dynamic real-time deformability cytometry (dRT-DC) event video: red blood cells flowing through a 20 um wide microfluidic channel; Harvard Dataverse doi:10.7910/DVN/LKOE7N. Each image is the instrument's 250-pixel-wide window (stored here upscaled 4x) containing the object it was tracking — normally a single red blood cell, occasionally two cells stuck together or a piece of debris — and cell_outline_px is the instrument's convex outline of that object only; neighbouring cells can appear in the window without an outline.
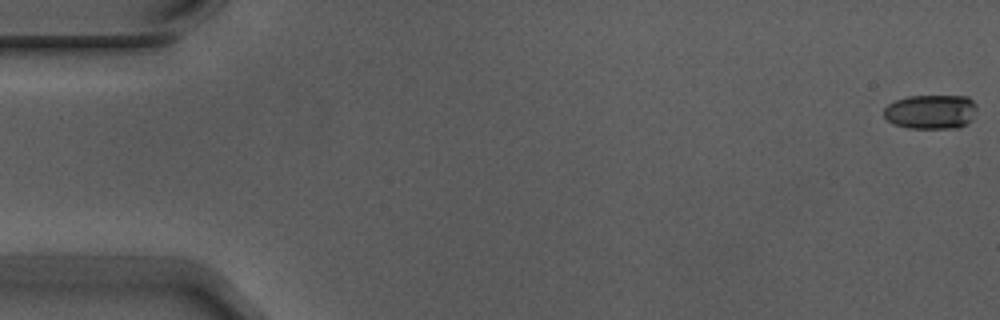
{"species": "Egyptian fruit bat (a non-hibernating species)", "species_latin": "Rousettus aegyptiacus", "temperature_condition": "warm", "stored_images_in_passage": 5, "camera_frame_rate_fps": 3000, "um_per_image_px": 0.085, "animal": {"sex": "male"}, "frame": {"image": 1, "passage_image": 1, "time_ms": 0.0, "image_size_px": [1000, 320], "cell_outline_px": [[976, 108], [972, 120], [968, 124], [960, 128], [908, 128], [892, 124], [884, 116], [884, 108], [888, 104], [896, 100], [908, 96], [968, 96], [976, 104]], "centroid_in_image_um": [79.14, 9.51], "position_along_channel_um": 5.9, "area_um2": 18.84}}
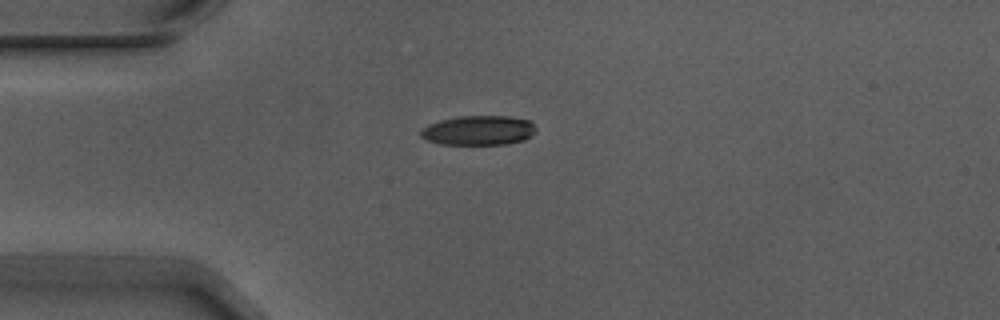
{"frame": {"image": 2, "passage_image": 5, "time_ms": 1.333, "image_size_px": [1000, 320], "cell_outline_px": [[536, 132], [532, 136], [524, 140], [504, 144], [440, 144], [428, 140], [420, 136], [420, 132], [428, 124], [440, 120], [460, 116], [508, 116], [528, 120], [536, 128]], "centroid_in_image_um": [40.69, 11.08], "position_along_channel_um": 44.3, "area_um2": 19.77}}